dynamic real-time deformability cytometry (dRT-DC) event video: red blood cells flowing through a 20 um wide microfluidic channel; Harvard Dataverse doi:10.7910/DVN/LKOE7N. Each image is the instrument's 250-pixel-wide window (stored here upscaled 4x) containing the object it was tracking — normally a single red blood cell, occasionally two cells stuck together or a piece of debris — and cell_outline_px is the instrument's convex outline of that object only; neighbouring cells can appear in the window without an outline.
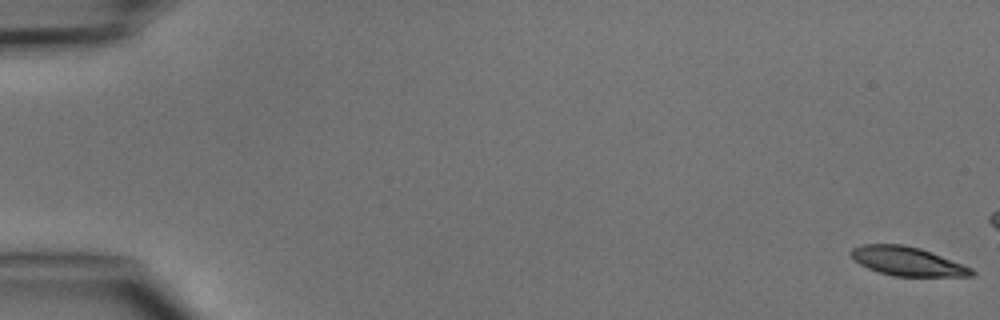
{"species": "common noctule bat (a hibernating species)", "species_latin": "Nyctalus noctula", "temperature_condition": "cold", "stored_images_in_passage": 5, "camera_frame_rate_fps": 3000, "um_per_image_px": 0.085, "animal": {"sex": "male", "body_mass_g": 15.6}, "frame": {"image": 1, "passage_image": 1, "time_ms": 0.0, "image_size_px": [1000, 320], "cell_outline_px": [[976, 272], [972, 276], [892, 276], [868, 268], [860, 264], [848, 252], [852, 248], [864, 244], [904, 244], [920, 248], [932, 252], [972, 268]], "centroid_in_image_um": [77.13, 22.2], "position_along_channel_um": 7.9, "area_um2": 20.23}}